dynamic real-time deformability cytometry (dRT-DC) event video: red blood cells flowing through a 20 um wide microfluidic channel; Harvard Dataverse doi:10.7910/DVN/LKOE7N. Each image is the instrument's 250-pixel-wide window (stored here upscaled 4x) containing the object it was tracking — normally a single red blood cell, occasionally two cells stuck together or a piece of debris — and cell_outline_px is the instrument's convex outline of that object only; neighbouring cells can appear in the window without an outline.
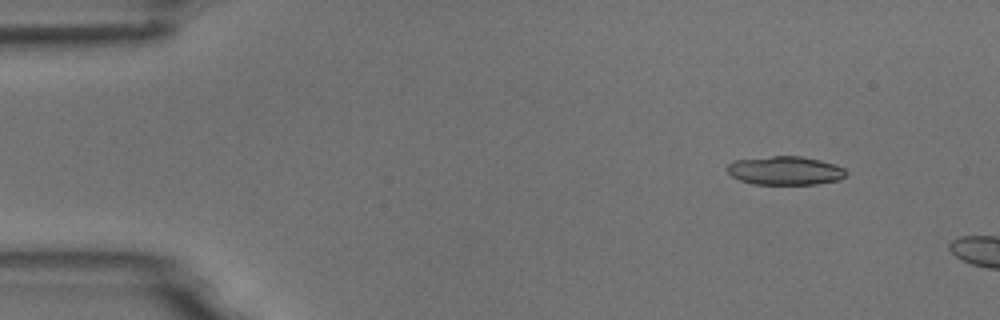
{"species": "common noctule bat (a hibernating species)", "species_latin": "Nyctalus noctula", "temperature_condition": "room temperature", "stored_images_in_passage": 3, "camera_frame_rate_fps": 3000, "um_per_image_px": 0.085, "animal": {"sex": "male", "body_mass_g": 18.8}, "frame": {"image": 1, "passage_image": 1, "time_ms": 0.0, "image_size_px": [1000, 320], "cell_outline_px": [[844, 176], [840, 180], [816, 184], [752, 184], [740, 180], [732, 176], [728, 172], [728, 164], [732, 160], [772, 156], [800, 156], [820, 160], [844, 168]], "centroid_in_image_um": [66.7, 14.5], "position_along_channel_um": 18.3, "area_um2": 19.71}}